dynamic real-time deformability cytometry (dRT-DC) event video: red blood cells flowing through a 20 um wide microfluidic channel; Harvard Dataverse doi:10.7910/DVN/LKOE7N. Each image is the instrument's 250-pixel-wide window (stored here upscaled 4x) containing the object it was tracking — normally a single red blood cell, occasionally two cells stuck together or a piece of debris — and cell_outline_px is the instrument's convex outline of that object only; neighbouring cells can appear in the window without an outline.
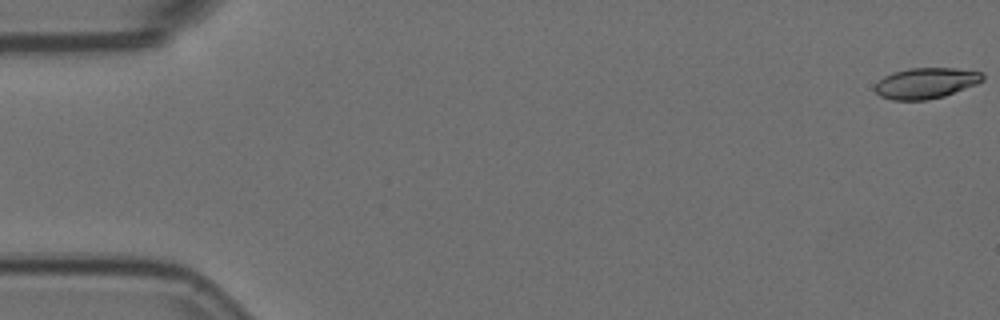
{"species": "Egyptian fruit bat (a non-hibernating species)", "species_latin": "Rousettus aegyptiacus", "temperature_condition": "room temperature", "stored_images_in_passage": 6, "camera_frame_rate_fps": 3000, "um_per_image_px": 0.085, "animal": {"sex": "female"}, "frame": {"image": 1, "passage_image": 1, "time_ms": 0.0, "image_size_px": [1000, 320], "cell_outline_px": [[984, 80], [976, 84], [944, 96], [924, 100], [892, 100], [880, 96], [872, 88], [884, 76], [892, 72], [908, 68], [956, 68], [980, 72], [984, 76]], "centroid_in_image_um": [78.67, 7.06], "position_along_channel_um": 6.3, "area_um2": 19.31}}
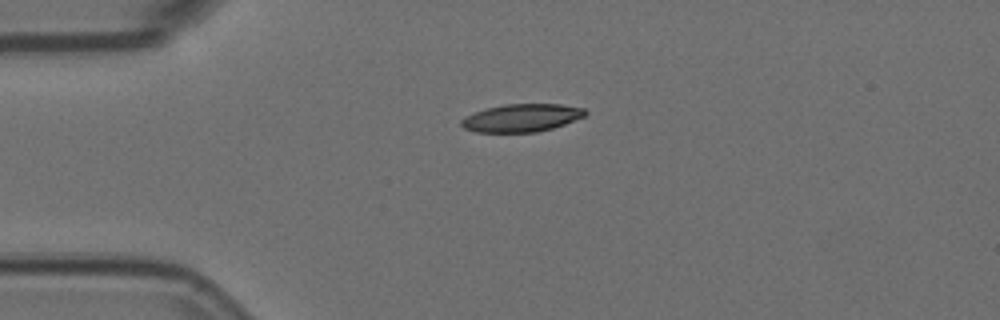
{"frame": {"image": 2, "passage_image": 5, "time_ms": 1.333, "image_size_px": [1000, 320], "cell_outline_px": [[588, 112], [584, 116], [564, 124], [552, 128], [536, 132], [476, 132], [464, 128], [460, 124], [460, 120], [464, 116], [488, 108], [504, 104], [560, 104], [584, 108]], "centroid_in_image_um": [44.32, 10.02], "position_along_channel_um": 40.7, "area_um2": 20.0}}